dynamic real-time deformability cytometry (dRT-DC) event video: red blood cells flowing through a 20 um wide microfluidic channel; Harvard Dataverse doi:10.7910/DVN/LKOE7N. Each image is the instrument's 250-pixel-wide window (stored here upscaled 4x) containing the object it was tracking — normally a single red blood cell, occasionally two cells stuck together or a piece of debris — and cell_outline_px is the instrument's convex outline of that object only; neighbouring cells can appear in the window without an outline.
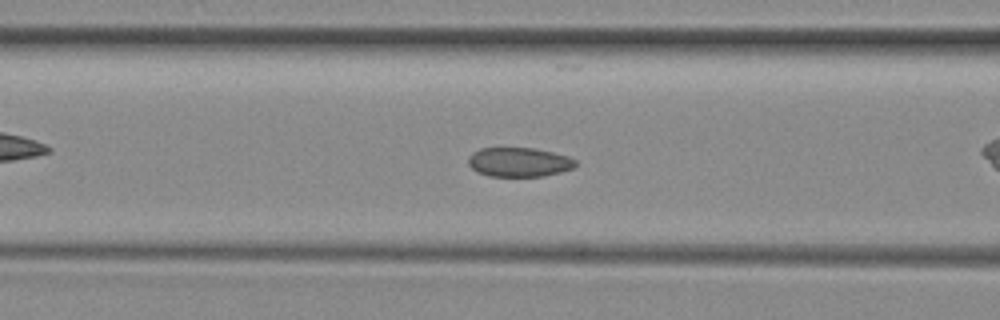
{"species": "common noctule bat (a hibernating species)", "species_latin": "Nyctalus noctula", "temperature_condition": "room temperature", "stored_images_in_passage": 53, "camera_frame_rate_fps": 3000, "um_per_image_px": 0.085, "animal": {"sex": "female", "body_mass_g": 29.2, "forearm_length_mm": 56.3}, "frame": {"image": 1, "passage_image": 21, "time_ms": 6.667, "image_size_px": [1000, 320], "cell_outline_px": [[576, 164], [572, 168], [560, 172], [544, 176], [488, 176], [476, 172], [468, 164], [468, 156], [472, 152], [480, 148], [536, 148], [568, 156], [576, 160]], "centroid_in_image_um": [44.08, 13.78], "position_along_channel_um": 122.5, "area_um2": 18.38}}
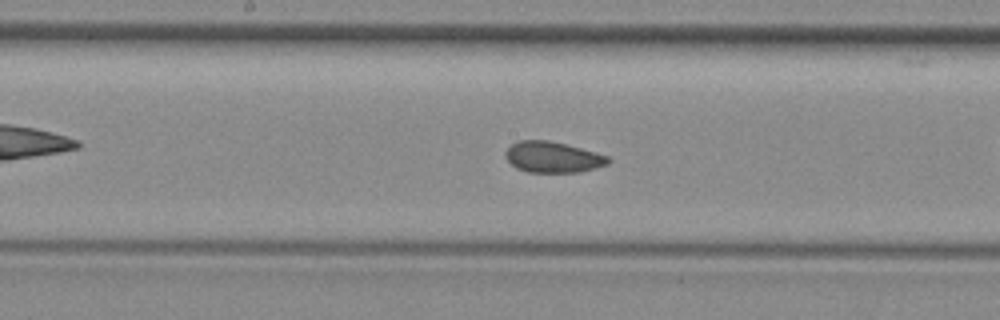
{"frame": {"image": 2, "passage_image": 27, "time_ms": 8.667, "image_size_px": [1000, 320], "cell_outline_px": [[612, 160], [608, 164], [580, 172], [528, 172], [516, 168], [504, 156], [504, 152], [512, 144], [520, 140], [548, 140], [596, 152], [608, 156]], "centroid_in_image_um": [46.98, 13.36], "position_along_channel_um": 201.2, "area_um2": 18.44}}
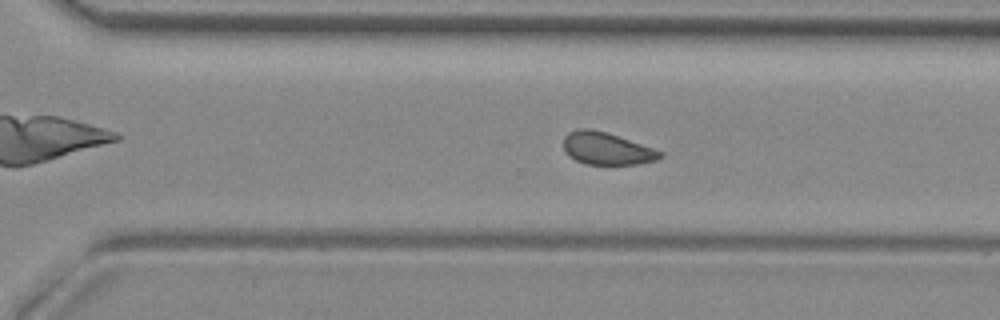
{"frame": {"image": 3, "passage_image": 36, "time_ms": 11.667, "image_size_px": [1000, 320], "cell_outline_px": [[664, 156], [656, 160], [636, 164], [588, 164], [576, 160], [568, 156], [564, 152], [564, 136], [568, 132], [580, 128], [592, 128], [608, 132], [664, 152]], "centroid_in_image_um": [51.56, 12.61], "position_along_channel_um": 319.0, "area_um2": 18.32}, "authors_computed_cell_mechanics": {"area_um2": 18.9584, "velocity_mm_per_s": 3.9406, "shape_relaxation_time_tau1_ms": null, "shape_relaxation_time_tau2_ms": 2.1238, "deformation_change_tau1": null, "deformation_change_tau2": 0.056}}